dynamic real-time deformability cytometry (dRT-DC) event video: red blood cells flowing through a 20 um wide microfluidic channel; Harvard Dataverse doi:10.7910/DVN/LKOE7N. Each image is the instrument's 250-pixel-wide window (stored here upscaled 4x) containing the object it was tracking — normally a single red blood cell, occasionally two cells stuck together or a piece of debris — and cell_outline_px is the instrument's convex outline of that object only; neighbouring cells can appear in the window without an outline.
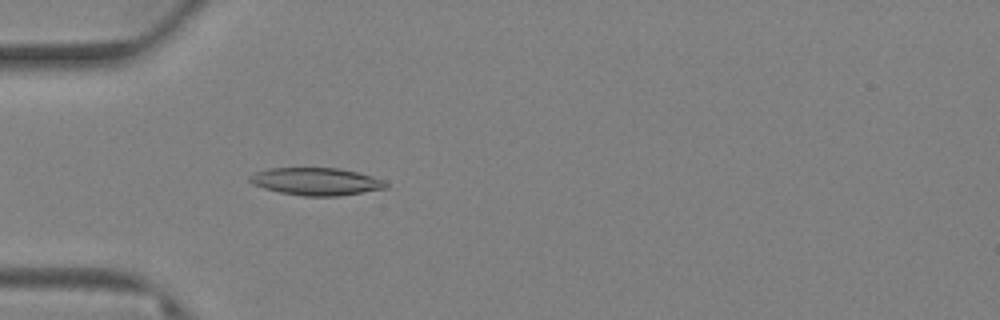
{"species": "Egyptian fruit bat (a non-hibernating species)", "species_latin": "Rousettus aegyptiacus", "temperature_condition": "warm", "stored_images_in_passage": 55, "camera_frame_rate_fps": 3000, "um_per_image_px": 0.085, "animal": {"sex": "female"}, "frame": {"image": 1, "passage_image": 12, "time_ms": 3.667, "image_size_px": [1000, 320], "cell_outline_px": [[388, 188], [336, 196], [304, 196], [280, 192], [264, 188], [252, 184], [248, 180], [248, 176], [256, 172], [268, 168], [340, 168], [372, 176], [388, 184]], "centroid_in_image_um": [26.83, 15.42], "position_along_channel_um": 58.2, "area_um2": 21.68}}
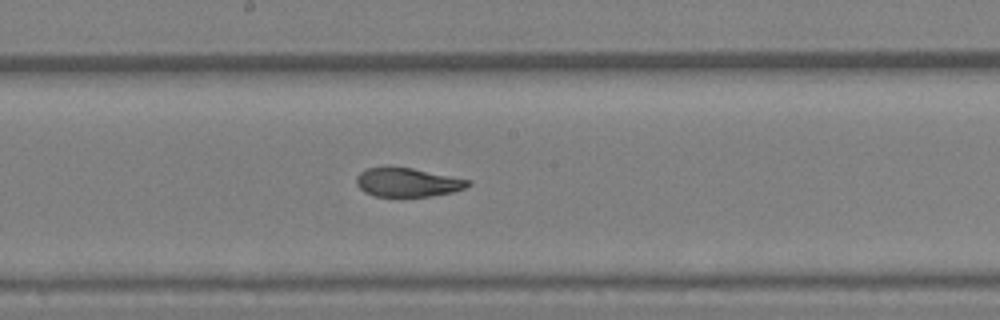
{"frame": {"image": 2, "passage_image": 30, "time_ms": 9.667, "image_size_px": [1000, 320], "cell_outline_px": [[472, 184], [464, 188], [452, 192], [428, 196], [376, 196], [364, 192], [356, 184], [356, 176], [360, 172], [368, 168], [388, 164], [412, 168], [472, 180]], "centroid_in_image_um": [34.61, 15.46], "position_along_channel_um": 213.6, "area_um2": 19.13}}
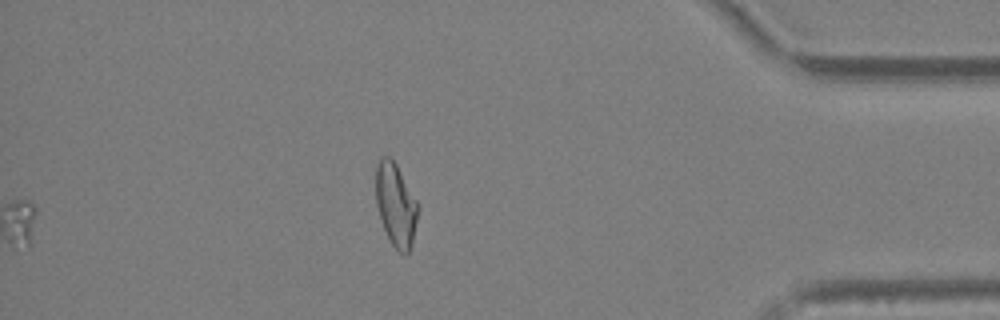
{"frame": {"image": 3, "passage_image": 55, "time_ms": 18.0, "image_size_px": [1000, 320], "cell_outline_px": [[416, 220], [412, 244], [408, 256], [404, 256], [388, 240], [376, 204], [376, 164], [380, 156], [388, 156], [396, 164], [416, 200]], "centroid_in_image_um": [33.61, 17.43], "position_along_channel_um": 401.6, "area_um2": 20.06}, "authors_computed_cell_mechanics": {"area_um2": 20.0566, "velocity_mm_per_s": 2.6905, "shape_relaxation_time_tau1_ms": 9.9681, "shape_relaxation_time_tau2_ms": 2.5255, "deformation_change_tau1": 0.2519, "deformation_change_tau2": 0.0891}}